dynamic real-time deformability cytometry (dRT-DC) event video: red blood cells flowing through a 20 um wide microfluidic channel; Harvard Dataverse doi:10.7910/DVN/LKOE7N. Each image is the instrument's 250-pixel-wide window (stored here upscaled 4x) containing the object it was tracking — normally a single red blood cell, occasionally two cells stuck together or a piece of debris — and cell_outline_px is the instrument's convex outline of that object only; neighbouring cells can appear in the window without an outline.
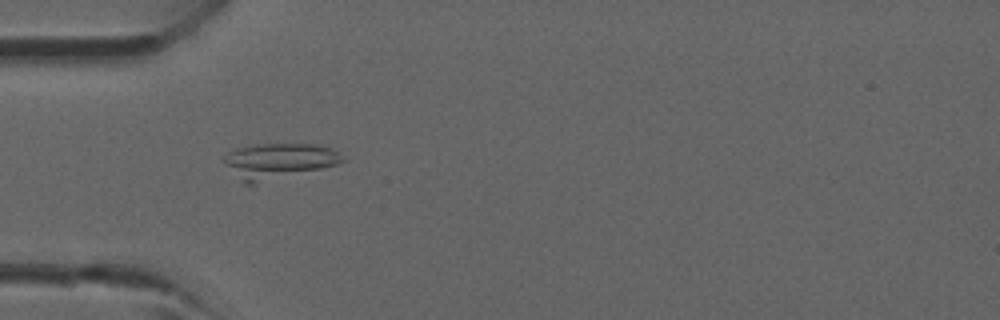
{"species": "common noctule bat (a hibernating species)", "species_latin": "Nyctalus noctula", "temperature_condition": "room temperature", "stored_images_in_passage": 41, "camera_frame_rate_fps": 3000, "um_per_image_px": 0.085, "animal": {"sex": "male", "forearm_length_mm": 52.5}, "frame": {"image": 1, "passage_image": 13, "time_ms": 4.0, "image_size_px": [1000, 320], "cell_outline_px": [[348, 160], [336, 164], [320, 168], [252, 184], [244, 184], [224, 164], [224, 160], [228, 152], [236, 148], [252, 144], [324, 144], [332, 148], [344, 156]], "centroid_in_image_um": [23.7, 13.65], "position_along_channel_um": 61.3, "area_um2": 24.33}}
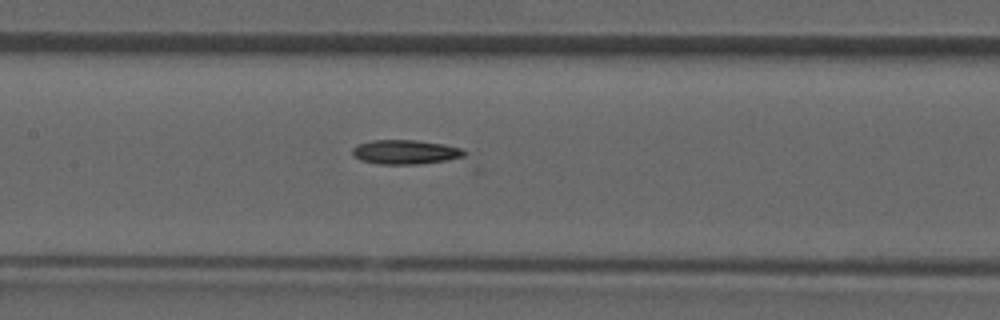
{"frame": {"image": 2, "passage_image": 20, "time_ms": 6.333, "image_size_px": [1000, 320], "cell_outline_px": [[480, 152], [472, 160], [416, 164], [380, 164], [360, 160], [352, 156], [352, 148], [356, 144], [372, 140], [416, 140], [444, 144]], "centroid_in_image_um": [34.83, 12.95], "position_along_channel_um": 172.6, "area_um2": 17.4}}
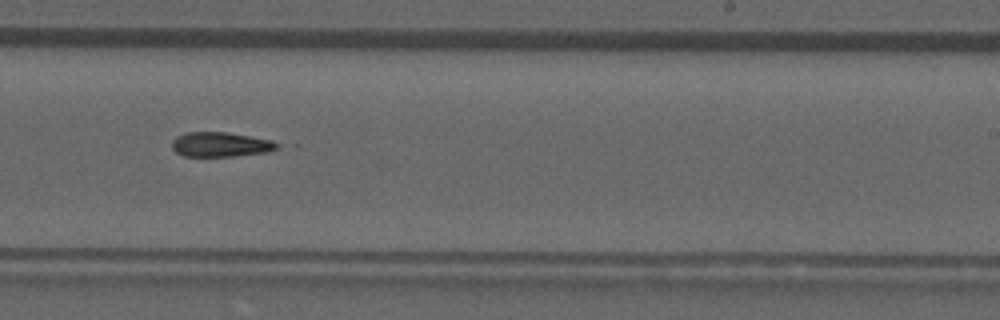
{"frame": {"image": 3, "passage_image": 26, "time_ms": 8.333, "image_size_px": [1000, 320], "cell_outline_px": [[280, 144], [276, 148], [268, 152], [232, 156], [184, 156], [176, 152], [172, 148], [172, 140], [176, 136], [188, 132], [224, 132], [272, 140]], "centroid_in_image_um": [18.72, 12.28], "position_along_channel_um": 270.3, "area_um2": 14.97}}